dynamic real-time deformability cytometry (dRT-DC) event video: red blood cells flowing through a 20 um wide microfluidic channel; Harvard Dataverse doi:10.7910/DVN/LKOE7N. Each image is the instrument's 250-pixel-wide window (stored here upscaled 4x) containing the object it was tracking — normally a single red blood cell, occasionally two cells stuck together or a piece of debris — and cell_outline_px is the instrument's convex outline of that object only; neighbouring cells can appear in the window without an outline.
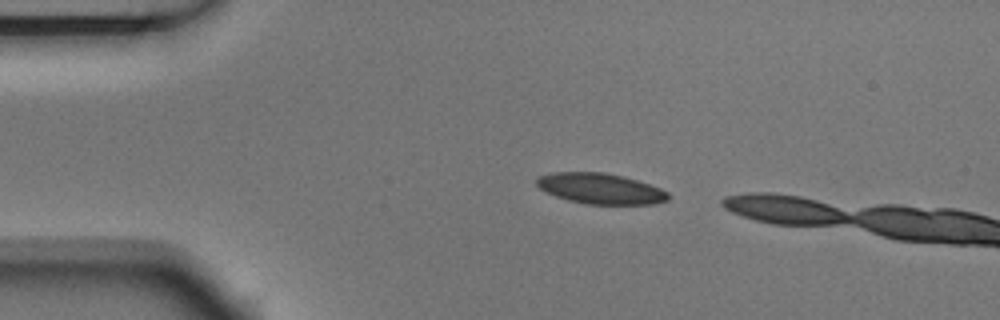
{"species": "Egyptian fruit bat (a non-hibernating species)", "species_latin": "Rousettus aegyptiacus", "temperature_condition": "room temperature", "stored_images_in_passage": 2, "camera_frame_rate_fps": 3000, "um_per_image_px": 0.085, "animal": {"sex": "male"}, "frame": {"image": 1, "passage_image": 1, "time_ms": 0.0, "image_size_px": [1000, 320], "cell_outline_px": [[668, 200], [652, 204], [584, 204], [568, 200], [556, 196], [540, 188], [536, 184], [536, 176], [552, 172], [604, 172], [624, 176], [660, 188], [668, 192]], "centroid_in_image_um": [51.01, 16.02], "position_along_channel_um": 34.0, "area_um2": 23.47}}